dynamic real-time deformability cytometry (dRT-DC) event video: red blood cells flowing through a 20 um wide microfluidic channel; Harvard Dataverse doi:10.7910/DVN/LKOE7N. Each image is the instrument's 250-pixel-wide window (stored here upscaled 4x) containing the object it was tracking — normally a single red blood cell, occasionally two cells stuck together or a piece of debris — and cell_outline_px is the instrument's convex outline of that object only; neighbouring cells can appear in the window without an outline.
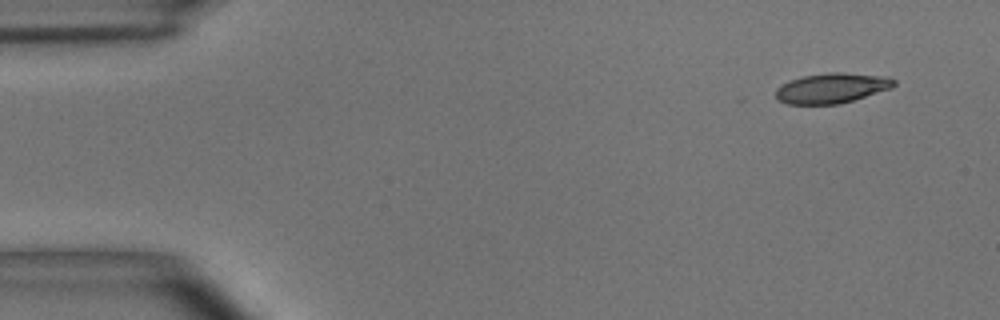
{"species": "common noctule bat (a hibernating species)", "species_latin": "Nyctalus noctula", "temperature_condition": "room temperature", "stored_images_in_passage": 3, "camera_frame_rate_fps": 3000, "um_per_image_px": 0.085, "animal": {"sex": "male", "body_mass_g": 15.6}, "frame": {"image": 1, "passage_image": 1, "time_ms": 0.0, "image_size_px": [1000, 320], "cell_outline_px": [[896, 84], [892, 88], [840, 104], [788, 104], [776, 100], [776, 88], [792, 80], [804, 76], [828, 72], [840, 72], [888, 76], [896, 80]], "centroid_in_image_um": [70.73, 7.49], "position_along_channel_um": 14.3, "area_um2": 20.75}}